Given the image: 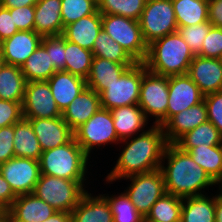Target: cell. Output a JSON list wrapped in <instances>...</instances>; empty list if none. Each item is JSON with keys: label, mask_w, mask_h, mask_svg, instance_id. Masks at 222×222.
<instances>
[{"label": "cell", "mask_w": 222, "mask_h": 222, "mask_svg": "<svg viewBox=\"0 0 222 222\" xmlns=\"http://www.w3.org/2000/svg\"><path fill=\"white\" fill-rule=\"evenodd\" d=\"M167 144L163 126L155 124L132 138L120 141L116 163L114 161L113 168L105 177L102 176L105 178L103 183H121L119 180L128 176L159 169Z\"/></svg>", "instance_id": "6da1fadb"}, {"label": "cell", "mask_w": 222, "mask_h": 222, "mask_svg": "<svg viewBox=\"0 0 222 222\" xmlns=\"http://www.w3.org/2000/svg\"><path fill=\"white\" fill-rule=\"evenodd\" d=\"M160 169L164 175L166 192L182 199L205 195L213 186L219 187L187 152L174 143L167 144Z\"/></svg>", "instance_id": "7a4b0ae2"}, {"label": "cell", "mask_w": 222, "mask_h": 222, "mask_svg": "<svg viewBox=\"0 0 222 222\" xmlns=\"http://www.w3.org/2000/svg\"><path fill=\"white\" fill-rule=\"evenodd\" d=\"M195 55L178 31L152 41L143 62L150 72L172 76L187 74Z\"/></svg>", "instance_id": "3957f363"}, {"label": "cell", "mask_w": 222, "mask_h": 222, "mask_svg": "<svg viewBox=\"0 0 222 222\" xmlns=\"http://www.w3.org/2000/svg\"><path fill=\"white\" fill-rule=\"evenodd\" d=\"M92 159V161H91ZM40 173L67 180H88L89 168L95 165L73 138L70 142L45 150L40 157ZM89 170V171H88Z\"/></svg>", "instance_id": "277c9868"}, {"label": "cell", "mask_w": 222, "mask_h": 222, "mask_svg": "<svg viewBox=\"0 0 222 222\" xmlns=\"http://www.w3.org/2000/svg\"><path fill=\"white\" fill-rule=\"evenodd\" d=\"M92 177L89 180H67L40 174L33 194L48 203L56 211L71 213L83 195L89 190L88 187L92 184L90 182Z\"/></svg>", "instance_id": "5b68a950"}, {"label": "cell", "mask_w": 222, "mask_h": 222, "mask_svg": "<svg viewBox=\"0 0 222 222\" xmlns=\"http://www.w3.org/2000/svg\"><path fill=\"white\" fill-rule=\"evenodd\" d=\"M74 139L90 158L95 149H106L104 147L109 145L116 148L120 140L115 132L111 111L101 107L74 131Z\"/></svg>", "instance_id": "8992f818"}, {"label": "cell", "mask_w": 222, "mask_h": 222, "mask_svg": "<svg viewBox=\"0 0 222 222\" xmlns=\"http://www.w3.org/2000/svg\"><path fill=\"white\" fill-rule=\"evenodd\" d=\"M102 29L120 44L135 62H144L148 44L144 41L137 20L112 14H102Z\"/></svg>", "instance_id": "52a82bcc"}, {"label": "cell", "mask_w": 222, "mask_h": 222, "mask_svg": "<svg viewBox=\"0 0 222 222\" xmlns=\"http://www.w3.org/2000/svg\"><path fill=\"white\" fill-rule=\"evenodd\" d=\"M168 97V76L146 70L142 77L138 105L147 119L153 121V125L163 126L167 122Z\"/></svg>", "instance_id": "ba28073f"}, {"label": "cell", "mask_w": 222, "mask_h": 222, "mask_svg": "<svg viewBox=\"0 0 222 222\" xmlns=\"http://www.w3.org/2000/svg\"><path fill=\"white\" fill-rule=\"evenodd\" d=\"M146 70L143 62H136L118 80L107 85V88L100 93L101 107L111 110L138 104L142 77Z\"/></svg>", "instance_id": "9c48e42d"}, {"label": "cell", "mask_w": 222, "mask_h": 222, "mask_svg": "<svg viewBox=\"0 0 222 222\" xmlns=\"http://www.w3.org/2000/svg\"><path fill=\"white\" fill-rule=\"evenodd\" d=\"M128 181L124 188L130 201L144 217L151 211L153 204L166 192L164 175L161 169L135 174L121 179ZM130 182V183H129Z\"/></svg>", "instance_id": "30bf717a"}, {"label": "cell", "mask_w": 222, "mask_h": 222, "mask_svg": "<svg viewBox=\"0 0 222 222\" xmlns=\"http://www.w3.org/2000/svg\"><path fill=\"white\" fill-rule=\"evenodd\" d=\"M144 41H152L177 31L172 0H147L139 19Z\"/></svg>", "instance_id": "8fae6325"}, {"label": "cell", "mask_w": 222, "mask_h": 222, "mask_svg": "<svg viewBox=\"0 0 222 222\" xmlns=\"http://www.w3.org/2000/svg\"><path fill=\"white\" fill-rule=\"evenodd\" d=\"M0 173L17 196L31 194L41 174L40 162L15 156L0 165Z\"/></svg>", "instance_id": "7c38bea8"}, {"label": "cell", "mask_w": 222, "mask_h": 222, "mask_svg": "<svg viewBox=\"0 0 222 222\" xmlns=\"http://www.w3.org/2000/svg\"><path fill=\"white\" fill-rule=\"evenodd\" d=\"M22 112L23 118L27 120L62 116V112L52 96L48 81L27 82Z\"/></svg>", "instance_id": "4fadbf2b"}, {"label": "cell", "mask_w": 222, "mask_h": 222, "mask_svg": "<svg viewBox=\"0 0 222 222\" xmlns=\"http://www.w3.org/2000/svg\"><path fill=\"white\" fill-rule=\"evenodd\" d=\"M167 121L175 114L203 101L199 87L187 75L168 76Z\"/></svg>", "instance_id": "5bb4252c"}, {"label": "cell", "mask_w": 222, "mask_h": 222, "mask_svg": "<svg viewBox=\"0 0 222 222\" xmlns=\"http://www.w3.org/2000/svg\"><path fill=\"white\" fill-rule=\"evenodd\" d=\"M187 75L199 87L203 96L222 90V64L220 59L195 55Z\"/></svg>", "instance_id": "9a60e30c"}, {"label": "cell", "mask_w": 222, "mask_h": 222, "mask_svg": "<svg viewBox=\"0 0 222 222\" xmlns=\"http://www.w3.org/2000/svg\"><path fill=\"white\" fill-rule=\"evenodd\" d=\"M40 143L42 151L53 149L70 142L74 131L63 117L28 119Z\"/></svg>", "instance_id": "2e32d148"}, {"label": "cell", "mask_w": 222, "mask_h": 222, "mask_svg": "<svg viewBox=\"0 0 222 222\" xmlns=\"http://www.w3.org/2000/svg\"><path fill=\"white\" fill-rule=\"evenodd\" d=\"M42 37L34 30H19L0 42V52L5 64L21 67L41 44Z\"/></svg>", "instance_id": "e0dca14e"}, {"label": "cell", "mask_w": 222, "mask_h": 222, "mask_svg": "<svg viewBox=\"0 0 222 222\" xmlns=\"http://www.w3.org/2000/svg\"><path fill=\"white\" fill-rule=\"evenodd\" d=\"M6 212L10 222H43L57 211L31 193L18 195Z\"/></svg>", "instance_id": "ac0fdd59"}, {"label": "cell", "mask_w": 222, "mask_h": 222, "mask_svg": "<svg viewBox=\"0 0 222 222\" xmlns=\"http://www.w3.org/2000/svg\"><path fill=\"white\" fill-rule=\"evenodd\" d=\"M208 121L207 107L204 102L173 115L164 125L167 143H175L186 132Z\"/></svg>", "instance_id": "d6986e66"}, {"label": "cell", "mask_w": 222, "mask_h": 222, "mask_svg": "<svg viewBox=\"0 0 222 222\" xmlns=\"http://www.w3.org/2000/svg\"><path fill=\"white\" fill-rule=\"evenodd\" d=\"M110 111L120 141L132 138L153 125L138 104L112 108Z\"/></svg>", "instance_id": "ffe728a7"}, {"label": "cell", "mask_w": 222, "mask_h": 222, "mask_svg": "<svg viewBox=\"0 0 222 222\" xmlns=\"http://www.w3.org/2000/svg\"><path fill=\"white\" fill-rule=\"evenodd\" d=\"M101 108L100 94L85 87L62 112L63 120L75 131Z\"/></svg>", "instance_id": "44dd1931"}, {"label": "cell", "mask_w": 222, "mask_h": 222, "mask_svg": "<svg viewBox=\"0 0 222 222\" xmlns=\"http://www.w3.org/2000/svg\"><path fill=\"white\" fill-rule=\"evenodd\" d=\"M71 217L72 222H114L107 199L99 192L92 193L91 189L71 211Z\"/></svg>", "instance_id": "7402d4cb"}, {"label": "cell", "mask_w": 222, "mask_h": 222, "mask_svg": "<svg viewBox=\"0 0 222 222\" xmlns=\"http://www.w3.org/2000/svg\"><path fill=\"white\" fill-rule=\"evenodd\" d=\"M34 31L41 37L62 35L61 0H38L35 4Z\"/></svg>", "instance_id": "603a6c76"}, {"label": "cell", "mask_w": 222, "mask_h": 222, "mask_svg": "<svg viewBox=\"0 0 222 222\" xmlns=\"http://www.w3.org/2000/svg\"><path fill=\"white\" fill-rule=\"evenodd\" d=\"M55 102L63 112L87 86L86 80L70 72L56 71L48 80Z\"/></svg>", "instance_id": "cb8c5ba5"}, {"label": "cell", "mask_w": 222, "mask_h": 222, "mask_svg": "<svg viewBox=\"0 0 222 222\" xmlns=\"http://www.w3.org/2000/svg\"><path fill=\"white\" fill-rule=\"evenodd\" d=\"M101 29L102 14L97 10L94 14L82 17L65 26L62 36L66 40L92 51L94 41Z\"/></svg>", "instance_id": "d4e9b609"}, {"label": "cell", "mask_w": 222, "mask_h": 222, "mask_svg": "<svg viewBox=\"0 0 222 222\" xmlns=\"http://www.w3.org/2000/svg\"><path fill=\"white\" fill-rule=\"evenodd\" d=\"M134 64H120L101 57H93L90 73L86 79L87 87L100 94L107 85L112 84Z\"/></svg>", "instance_id": "484cf974"}, {"label": "cell", "mask_w": 222, "mask_h": 222, "mask_svg": "<svg viewBox=\"0 0 222 222\" xmlns=\"http://www.w3.org/2000/svg\"><path fill=\"white\" fill-rule=\"evenodd\" d=\"M209 194L183 198L181 222H215V195Z\"/></svg>", "instance_id": "4316f807"}, {"label": "cell", "mask_w": 222, "mask_h": 222, "mask_svg": "<svg viewBox=\"0 0 222 222\" xmlns=\"http://www.w3.org/2000/svg\"><path fill=\"white\" fill-rule=\"evenodd\" d=\"M14 155L40 160L43 152L29 120L22 118L14 124Z\"/></svg>", "instance_id": "83f0119b"}, {"label": "cell", "mask_w": 222, "mask_h": 222, "mask_svg": "<svg viewBox=\"0 0 222 222\" xmlns=\"http://www.w3.org/2000/svg\"><path fill=\"white\" fill-rule=\"evenodd\" d=\"M27 81L19 66L4 64L0 69V99L23 103Z\"/></svg>", "instance_id": "f1b7e54d"}, {"label": "cell", "mask_w": 222, "mask_h": 222, "mask_svg": "<svg viewBox=\"0 0 222 222\" xmlns=\"http://www.w3.org/2000/svg\"><path fill=\"white\" fill-rule=\"evenodd\" d=\"M20 68L27 82L47 81L57 71L51 62L50 52L42 44Z\"/></svg>", "instance_id": "f546056e"}, {"label": "cell", "mask_w": 222, "mask_h": 222, "mask_svg": "<svg viewBox=\"0 0 222 222\" xmlns=\"http://www.w3.org/2000/svg\"><path fill=\"white\" fill-rule=\"evenodd\" d=\"M174 144L182 151H189L198 146L222 145V135L210 121H206L193 130L186 132Z\"/></svg>", "instance_id": "4dcf8cb0"}, {"label": "cell", "mask_w": 222, "mask_h": 222, "mask_svg": "<svg viewBox=\"0 0 222 222\" xmlns=\"http://www.w3.org/2000/svg\"><path fill=\"white\" fill-rule=\"evenodd\" d=\"M178 27L208 21V0H172Z\"/></svg>", "instance_id": "1f68e13d"}, {"label": "cell", "mask_w": 222, "mask_h": 222, "mask_svg": "<svg viewBox=\"0 0 222 222\" xmlns=\"http://www.w3.org/2000/svg\"><path fill=\"white\" fill-rule=\"evenodd\" d=\"M187 152L219 185L222 182V145L194 147Z\"/></svg>", "instance_id": "d6a6232c"}, {"label": "cell", "mask_w": 222, "mask_h": 222, "mask_svg": "<svg viewBox=\"0 0 222 222\" xmlns=\"http://www.w3.org/2000/svg\"><path fill=\"white\" fill-rule=\"evenodd\" d=\"M93 57L91 50L65 39V71L86 80L90 73Z\"/></svg>", "instance_id": "836d02e7"}, {"label": "cell", "mask_w": 222, "mask_h": 222, "mask_svg": "<svg viewBox=\"0 0 222 222\" xmlns=\"http://www.w3.org/2000/svg\"><path fill=\"white\" fill-rule=\"evenodd\" d=\"M183 199L165 193L152 206L145 222H177L181 220Z\"/></svg>", "instance_id": "e575fe53"}, {"label": "cell", "mask_w": 222, "mask_h": 222, "mask_svg": "<svg viewBox=\"0 0 222 222\" xmlns=\"http://www.w3.org/2000/svg\"><path fill=\"white\" fill-rule=\"evenodd\" d=\"M114 193L101 192L111 207L114 222H145V217L137 211L124 190Z\"/></svg>", "instance_id": "d590c367"}, {"label": "cell", "mask_w": 222, "mask_h": 222, "mask_svg": "<svg viewBox=\"0 0 222 222\" xmlns=\"http://www.w3.org/2000/svg\"><path fill=\"white\" fill-rule=\"evenodd\" d=\"M93 56L101 57L120 64H135L120 44L114 41L103 29L99 32L93 45Z\"/></svg>", "instance_id": "8d00e7d4"}, {"label": "cell", "mask_w": 222, "mask_h": 222, "mask_svg": "<svg viewBox=\"0 0 222 222\" xmlns=\"http://www.w3.org/2000/svg\"><path fill=\"white\" fill-rule=\"evenodd\" d=\"M147 0H97L101 14L119 15L139 21Z\"/></svg>", "instance_id": "74e56055"}, {"label": "cell", "mask_w": 222, "mask_h": 222, "mask_svg": "<svg viewBox=\"0 0 222 222\" xmlns=\"http://www.w3.org/2000/svg\"><path fill=\"white\" fill-rule=\"evenodd\" d=\"M98 10L97 0H61L63 27Z\"/></svg>", "instance_id": "f35d334b"}, {"label": "cell", "mask_w": 222, "mask_h": 222, "mask_svg": "<svg viewBox=\"0 0 222 222\" xmlns=\"http://www.w3.org/2000/svg\"><path fill=\"white\" fill-rule=\"evenodd\" d=\"M212 24L207 21L191 26L178 27L177 31L182 36L184 41L194 55H198L202 49L203 40L207 36Z\"/></svg>", "instance_id": "ab89813d"}, {"label": "cell", "mask_w": 222, "mask_h": 222, "mask_svg": "<svg viewBox=\"0 0 222 222\" xmlns=\"http://www.w3.org/2000/svg\"><path fill=\"white\" fill-rule=\"evenodd\" d=\"M41 44L47 52H50V58L57 71H65V38L60 36L42 37Z\"/></svg>", "instance_id": "60d3db41"}, {"label": "cell", "mask_w": 222, "mask_h": 222, "mask_svg": "<svg viewBox=\"0 0 222 222\" xmlns=\"http://www.w3.org/2000/svg\"><path fill=\"white\" fill-rule=\"evenodd\" d=\"M198 55L205 58H220L222 55V28L213 26L210 28Z\"/></svg>", "instance_id": "b9f144b4"}, {"label": "cell", "mask_w": 222, "mask_h": 222, "mask_svg": "<svg viewBox=\"0 0 222 222\" xmlns=\"http://www.w3.org/2000/svg\"><path fill=\"white\" fill-rule=\"evenodd\" d=\"M210 121L222 135V90L213 94L204 96L203 98Z\"/></svg>", "instance_id": "7bdbcfd3"}, {"label": "cell", "mask_w": 222, "mask_h": 222, "mask_svg": "<svg viewBox=\"0 0 222 222\" xmlns=\"http://www.w3.org/2000/svg\"><path fill=\"white\" fill-rule=\"evenodd\" d=\"M23 118L22 104L0 99V128L14 125Z\"/></svg>", "instance_id": "ee69618b"}, {"label": "cell", "mask_w": 222, "mask_h": 222, "mask_svg": "<svg viewBox=\"0 0 222 222\" xmlns=\"http://www.w3.org/2000/svg\"><path fill=\"white\" fill-rule=\"evenodd\" d=\"M18 30H34L35 5L9 9Z\"/></svg>", "instance_id": "f6af8a7d"}, {"label": "cell", "mask_w": 222, "mask_h": 222, "mask_svg": "<svg viewBox=\"0 0 222 222\" xmlns=\"http://www.w3.org/2000/svg\"><path fill=\"white\" fill-rule=\"evenodd\" d=\"M14 125L0 128V165L15 157Z\"/></svg>", "instance_id": "bcb514c9"}, {"label": "cell", "mask_w": 222, "mask_h": 222, "mask_svg": "<svg viewBox=\"0 0 222 222\" xmlns=\"http://www.w3.org/2000/svg\"><path fill=\"white\" fill-rule=\"evenodd\" d=\"M19 31L14 24L13 14L0 4V42Z\"/></svg>", "instance_id": "7dc6e473"}, {"label": "cell", "mask_w": 222, "mask_h": 222, "mask_svg": "<svg viewBox=\"0 0 222 222\" xmlns=\"http://www.w3.org/2000/svg\"><path fill=\"white\" fill-rule=\"evenodd\" d=\"M17 195L12 191L9 183L0 173V208L7 211L11 204L15 201Z\"/></svg>", "instance_id": "c3c4849f"}, {"label": "cell", "mask_w": 222, "mask_h": 222, "mask_svg": "<svg viewBox=\"0 0 222 222\" xmlns=\"http://www.w3.org/2000/svg\"><path fill=\"white\" fill-rule=\"evenodd\" d=\"M208 21L222 28V0H208Z\"/></svg>", "instance_id": "681fc988"}, {"label": "cell", "mask_w": 222, "mask_h": 222, "mask_svg": "<svg viewBox=\"0 0 222 222\" xmlns=\"http://www.w3.org/2000/svg\"><path fill=\"white\" fill-rule=\"evenodd\" d=\"M38 0H0V4L8 9L35 5Z\"/></svg>", "instance_id": "f907efd6"}, {"label": "cell", "mask_w": 222, "mask_h": 222, "mask_svg": "<svg viewBox=\"0 0 222 222\" xmlns=\"http://www.w3.org/2000/svg\"><path fill=\"white\" fill-rule=\"evenodd\" d=\"M215 194V222H222V192L219 188Z\"/></svg>", "instance_id": "816d5d0a"}, {"label": "cell", "mask_w": 222, "mask_h": 222, "mask_svg": "<svg viewBox=\"0 0 222 222\" xmlns=\"http://www.w3.org/2000/svg\"><path fill=\"white\" fill-rule=\"evenodd\" d=\"M43 222H72L71 213L57 211Z\"/></svg>", "instance_id": "f5cc1de1"}, {"label": "cell", "mask_w": 222, "mask_h": 222, "mask_svg": "<svg viewBox=\"0 0 222 222\" xmlns=\"http://www.w3.org/2000/svg\"><path fill=\"white\" fill-rule=\"evenodd\" d=\"M0 222H10L6 211L0 213Z\"/></svg>", "instance_id": "db71d44e"}, {"label": "cell", "mask_w": 222, "mask_h": 222, "mask_svg": "<svg viewBox=\"0 0 222 222\" xmlns=\"http://www.w3.org/2000/svg\"><path fill=\"white\" fill-rule=\"evenodd\" d=\"M4 59L2 58L1 52H0V69L2 68V66L4 65Z\"/></svg>", "instance_id": "11a10c76"}, {"label": "cell", "mask_w": 222, "mask_h": 222, "mask_svg": "<svg viewBox=\"0 0 222 222\" xmlns=\"http://www.w3.org/2000/svg\"><path fill=\"white\" fill-rule=\"evenodd\" d=\"M219 190L222 192V182L219 184Z\"/></svg>", "instance_id": "9f6ffc18"}, {"label": "cell", "mask_w": 222, "mask_h": 222, "mask_svg": "<svg viewBox=\"0 0 222 222\" xmlns=\"http://www.w3.org/2000/svg\"><path fill=\"white\" fill-rule=\"evenodd\" d=\"M219 59H220V62H221V64H222V55L220 56V58H219Z\"/></svg>", "instance_id": "6f0895ef"}]
</instances>
